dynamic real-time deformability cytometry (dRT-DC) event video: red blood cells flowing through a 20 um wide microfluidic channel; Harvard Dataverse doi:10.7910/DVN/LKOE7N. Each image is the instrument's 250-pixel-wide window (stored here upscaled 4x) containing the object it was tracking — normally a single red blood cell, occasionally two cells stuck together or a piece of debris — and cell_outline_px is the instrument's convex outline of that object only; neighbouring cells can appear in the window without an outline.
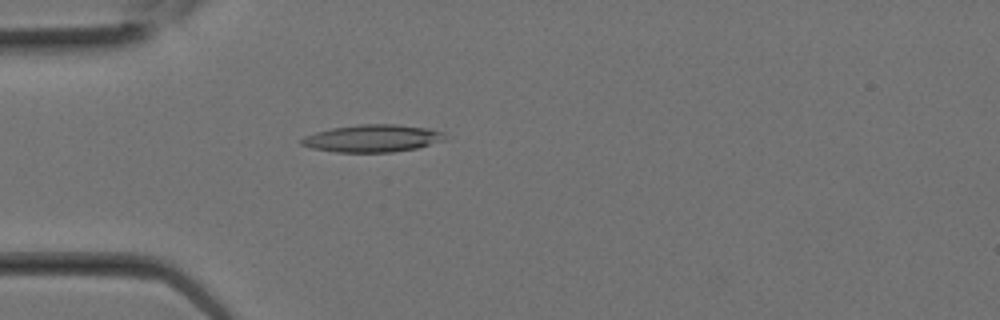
{"species": "Egyptian fruit bat (a non-hibernating species)", "species_latin": "Rousettus aegyptiacus", "temperature_condition": "room temperature", "stored_images_in_passage": 9, "camera_frame_rate_fps": 3000, "um_per_image_px": 0.085, "animal": {"sex": "female"}, "frame": {"image": 1, "passage_image": 7, "time_ms": 2.0, "image_size_px": [1000, 320], "cell_outline_px": [[448, 140], [416, 148], [392, 152], [336, 152], [312, 148], [300, 144], [300, 140], [304, 136], [316, 132], [332, 128], [360, 124], [396, 124], [428, 128], [444, 132]], "centroid_in_image_um": [31.7, 11.76], "position_along_channel_um": 53.3, "area_um2": 23.0}}
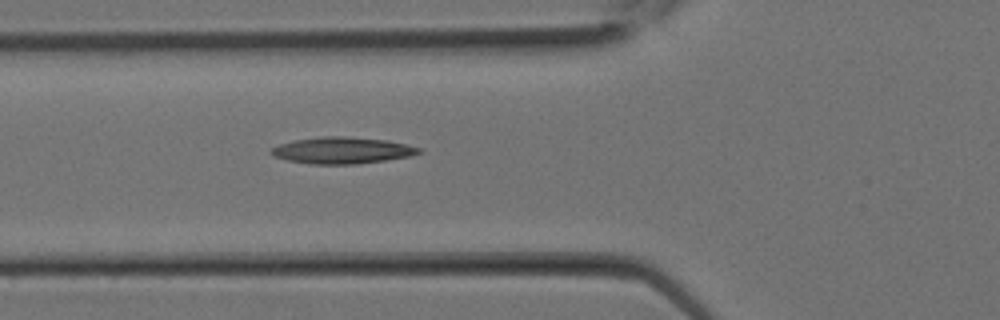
{"frame": {"image": 2, "passage_image": 9, "time_ms": 2.667, "image_size_px": [1000, 320], "cell_outline_px": [[424, 152], [408, 156], [384, 160], [356, 164], [308, 164], [288, 160], [272, 156], [268, 152], [272, 148], [280, 144], [292, 140], [320, 136], [348, 136], [388, 140], [420, 148]], "centroid_in_image_um": [29.03, 12.77], "position_along_channel_um": 96.8, "area_um2": 22.95}}